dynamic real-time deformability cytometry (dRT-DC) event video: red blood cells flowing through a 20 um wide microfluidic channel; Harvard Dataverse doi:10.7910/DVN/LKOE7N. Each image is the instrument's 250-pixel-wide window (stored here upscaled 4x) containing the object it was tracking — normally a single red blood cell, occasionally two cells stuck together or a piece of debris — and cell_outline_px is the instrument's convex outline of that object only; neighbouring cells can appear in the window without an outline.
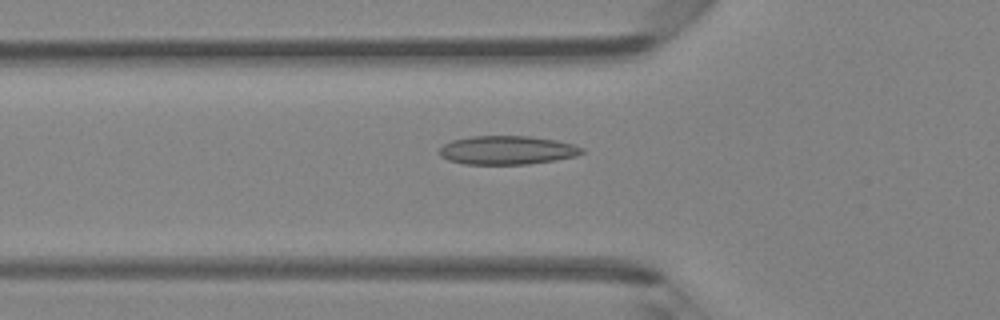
{"species": "Egyptian fruit bat (a non-hibernating species)", "species_latin": "Rousettus aegyptiacus", "temperature_condition": "room temperature", "stored_images_in_passage": 47, "camera_frame_rate_fps": 3000, "um_per_image_px": 0.085, "animal": {"sex": "female"}, "frame": {"image": 1, "passage_image": 16, "time_ms": 5.0, "image_size_px": [1000, 320], "cell_outline_px": [[584, 152], [576, 156], [556, 160], [528, 164], [464, 164], [448, 160], [440, 156], [436, 152], [444, 144], [452, 140], [472, 136], [532, 136], [556, 140], [572, 144], [584, 148]], "centroid_in_image_um": [43.09, 12.76], "position_along_channel_um": 82.7, "area_um2": 23.99}}
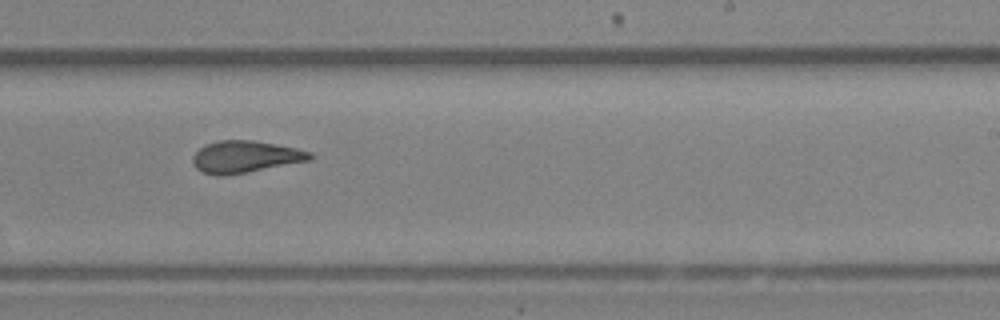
{"frame": {"image": 2, "passage_image": 29, "time_ms": 9.333, "image_size_px": [1000, 320], "cell_outline_px": [[312, 160], [248, 172], [224, 176], [216, 176], [204, 172], [196, 168], [192, 164], [192, 156], [204, 144], [220, 140], [252, 140], [276, 144], [296, 148], [312, 152]], "centroid_in_image_um": [20.83, 13.33], "position_along_channel_um": 268.2, "area_um2": 21.96}}
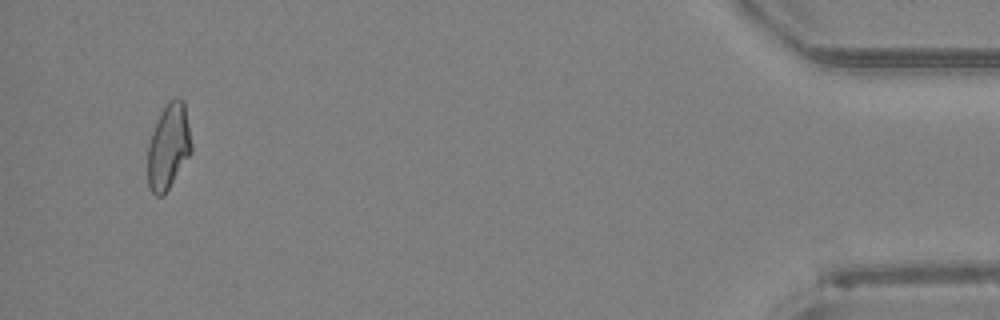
{"frame": {"image": 3, "passage_image": 45, "time_ms": 14.667, "image_size_px": [1000, 320], "cell_outline_px": [[192, 152], [164, 196], [156, 196], [152, 192], [148, 184], [148, 144], [152, 132], [160, 112], [176, 96], [180, 96], [184, 100], [192, 144]], "centroid_in_image_um": [14.33, 12.46], "position_along_channel_um": 420.9, "area_um2": 21.85}, "authors_computed_cell_mechanics": {"area_um2": 22.1374, "velocity_mm_per_s": 4.2906, "shape_relaxation_time_tau1_ms": null, "shape_relaxation_time_tau2_ms": 1.782, "deformation_change_tau1": null, "deformation_change_tau2": 0.0861}}